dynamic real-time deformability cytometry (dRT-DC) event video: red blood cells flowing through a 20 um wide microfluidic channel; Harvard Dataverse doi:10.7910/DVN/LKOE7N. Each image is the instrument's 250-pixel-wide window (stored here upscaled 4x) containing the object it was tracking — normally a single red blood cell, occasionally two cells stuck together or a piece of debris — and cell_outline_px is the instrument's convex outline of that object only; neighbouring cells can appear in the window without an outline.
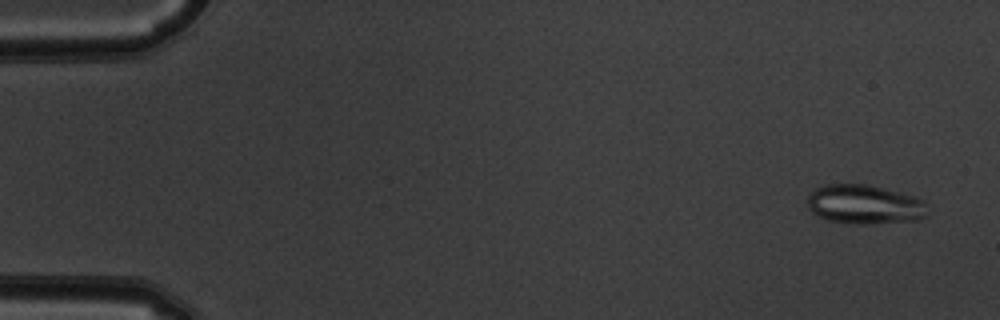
{"species": "common noctule bat (a hibernating species)", "species_latin": "Nyctalus noctula", "temperature_condition": "warm", "stored_images_in_passage": 53, "camera_frame_rate_fps": 3000, "um_per_image_px": 0.085, "animal": {"sex": "male", "body_mass_g": 19.5, "forearm_length_mm": 54.6}, "frame": {"image": 1, "passage_image": 3, "time_ms": 0.667, "image_size_px": [1000, 320], "cell_outline_px": [[928, 216], [916, 220], [868, 224], [848, 224], [828, 220], [816, 216], [808, 208], [808, 196], [816, 188], [828, 184], [864, 184], [900, 192], [924, 200]], "centroid_in_image_um": [73.48, 17.39], "position_along_channel_um": 11.5, "area_um2": 27.51}}
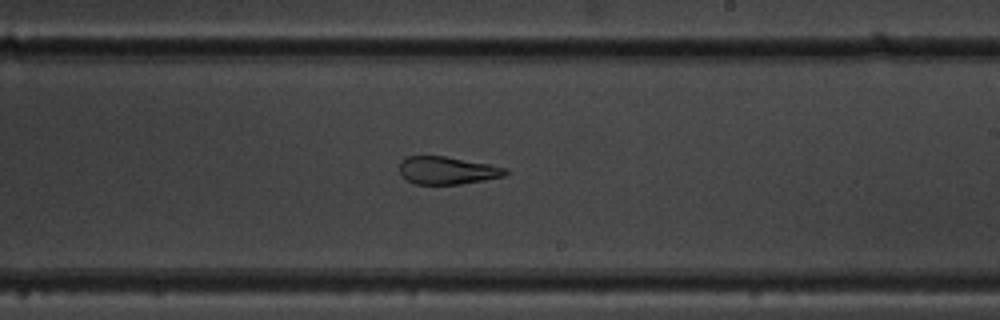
{"frame": {"image": 2, "passage_image": 32, "time_ms": 10.333, "image_size_px": [1000, 320], "cell_outline_px": [[508, 172], [504, 176], [484, 180], [460, 184], [412, 184], [400, 176], [400, 160], [408, 156], [444, 156], [488, 164], [508, 168]], "centroid_in_image_um": [37.98, 14.49], "position_along_channel_um": 251.0, "area_um2": 17.17}}
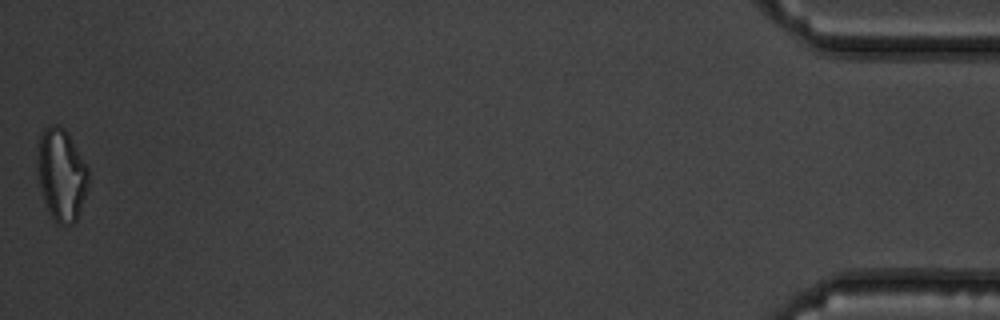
{"frame": {"image": 3, "passage_image": 53, "time_ms": 17.333, "image_size_px": [1000, 320], "cell_outline_px": [[88, 188], [76, 220], [72, 224], [56, 224], [44, 200], [40, 188], [36, 164], [40, 136], [44, 128], [56, 124], [64, 128], [68, 132], [88, 168]], "centroid_in_image_um": [5.22, 14.83], "position_along_channel_um": 430.0, "area_um2": 27.28}, "authors_computed_cell_mechanics": {"area_um2": 24.6228, "velocity_mm_per_s": 3.8572, "shape_relaxation_time_tau1_ms": null, "shape_relaxation_time_tau2_ms": 2.7191, "deformation_change_tau1": null, "deformation_change_tau2": 0.1268}}